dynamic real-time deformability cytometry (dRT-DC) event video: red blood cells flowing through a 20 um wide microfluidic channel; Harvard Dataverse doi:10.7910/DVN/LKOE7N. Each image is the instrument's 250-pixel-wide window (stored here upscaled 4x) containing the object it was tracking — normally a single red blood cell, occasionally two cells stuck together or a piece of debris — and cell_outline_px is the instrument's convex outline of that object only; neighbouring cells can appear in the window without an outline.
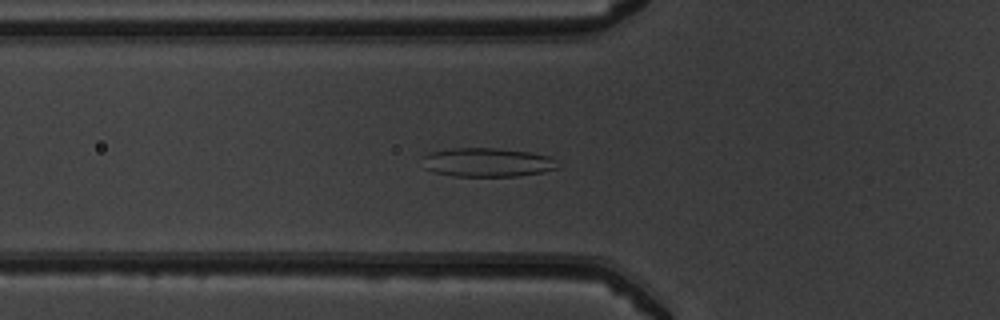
{"species": "common noctule bat (a hibernating species)", "species_latin": "Nyctalus noctula", "temperature_condition": "warm", "stored_images_in_passage": 50, "camera_frame_rate_fps": 3000, "um_per_image_px": 0.085, "animal": {"sex": "male", "body_mass_g": 19.5, "forearm_length_mm": 54.6}, "frame": {"image": 1, "passage_image": 18, "time_ms": 5.667, "image_size_px": [1000, 320], "cell_outline_px": [[560, 168], [544, 172], [520, 176], [452, 176], [432, 172], [424, 168], [424, 156], [428, 152], [448, 148], [496, 148], [528, 152], [548, 156], [556, 160]], "centroid_in_image_um": [41.41, 13.8], "position_along_channel_um": 84.4, "area_um2": 23.0}}
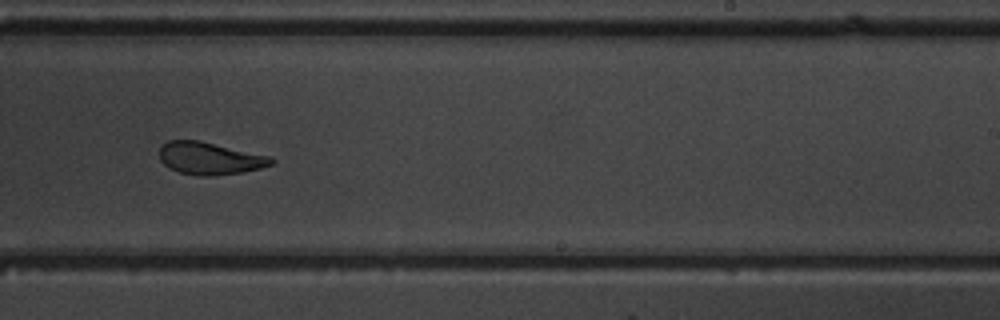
{"frame": {"image": 2, "passage_image": 32, "time_ms": 10.333, "image_size_px": [1000, 320], "cell_outline_px": [[276, 160], [272, 164], [260, 168], [244, 172], [212, 176], [200, 176], [180, 172], [168, 168], [160, 160], [160, 144], [168, 140], [200, 140], [272, 156]], "centroid_in_image_um": [17.84, 13.45], "position_along_channel_um": 271.2, "area_um2": 21.44}}
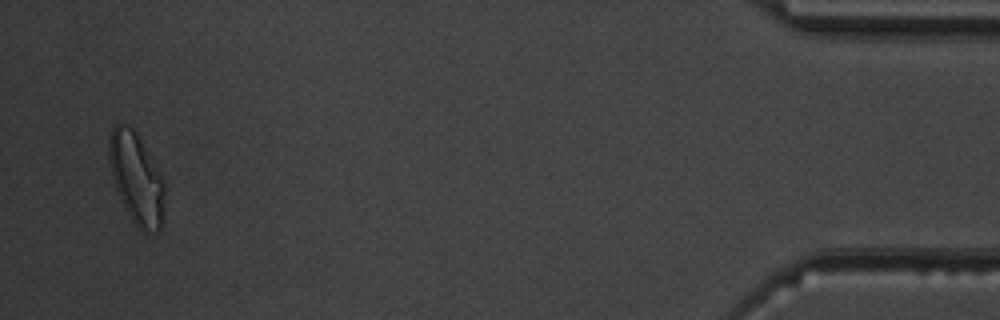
{"frame": {"image": 3, "passage_image": 49, "time_ms": 16.0, "image_size_px": [1000, 320], "cell_outline_px": [[164, 192], [160, 228], [156, 232], [144, 232], [132, 220], [116, 188], [112, 176], [108, 160], [108, 140], [112, 128], [116, 124], [124, 124], [132, 128], [164, 180]], "centroid_in_image_um": [11.56, 15.15], "position_along_channel_um": 423.6, "area_um2": 28.55}, "authors_computed_cell_mechanics": {"area_um2": 23.3512, "velocity_mm_per_s": 4.0038, "shape_relaxation_time_tau1_ms": 6.6723, "shape_relaxation_time_tau2_ms": 1.9389, "deformation_change_tau1": 0.188, "deformation_change_tau2": 0.0791}}